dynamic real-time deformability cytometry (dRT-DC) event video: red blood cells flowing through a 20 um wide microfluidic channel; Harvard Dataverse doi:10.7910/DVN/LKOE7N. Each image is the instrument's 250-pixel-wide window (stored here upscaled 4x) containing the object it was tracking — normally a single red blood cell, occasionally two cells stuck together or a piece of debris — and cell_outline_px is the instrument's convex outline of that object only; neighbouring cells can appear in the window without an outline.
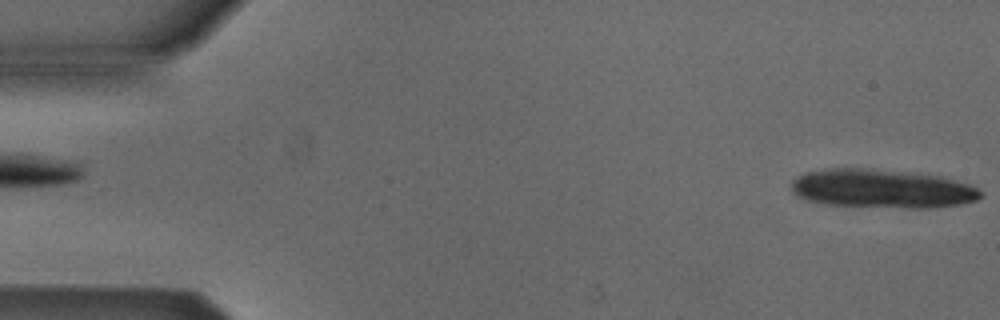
{"species": "Egyptian fruit bat (a non-hibernating species)", "species_latin": "Rousettus aegyptiacus", "temperature_condition": "cold", "stored_images_in_passage": 13, "camera_frame_rate_fps": 3000, "um_per_image_px": 0.085, "animal": {"sex": "male"}, "frame": {"image": 1, "passage_image": 1, "time_ms": 0.0, "image_size_px": [1000, 320], "cell_outline_px": [[980, 196], [976, 200], [956, 204], [932, 208], [904, 208], [824, 204], [808, 200], [796, 196], [792, 192], [792, 180], [796, 176], [804, 172], [824, 168], [864, 168], [936, 176], [968, 184], [976, 188], [980, 192]], "centroid_in_image_um": [74.85, 16.04], "position_along_channel_um": 10.2, "area_um2": 42.25}}